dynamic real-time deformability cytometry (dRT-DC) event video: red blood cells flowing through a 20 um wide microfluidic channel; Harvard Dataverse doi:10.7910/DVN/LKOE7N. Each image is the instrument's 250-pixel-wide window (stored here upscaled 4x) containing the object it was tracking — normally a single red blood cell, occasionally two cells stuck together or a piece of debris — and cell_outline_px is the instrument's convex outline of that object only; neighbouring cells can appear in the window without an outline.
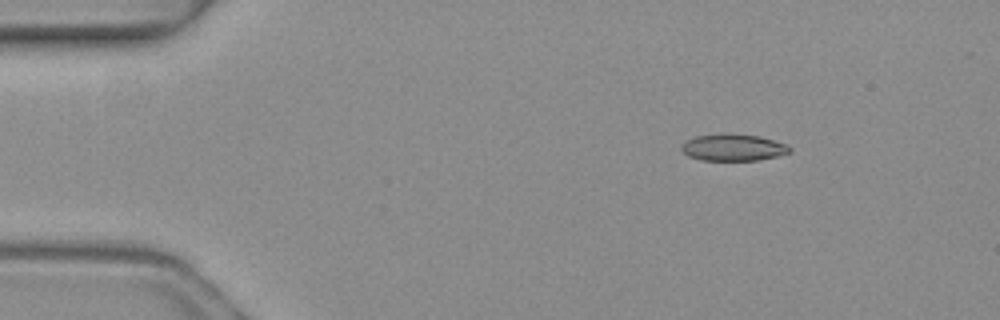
{"species": "common noctule bat (a hibernating species)", "species_latin": "Nyctalus noctula", "temperature_condition": "warm", "stored_images_in_passage": 2, "camera_frame_rate_fps": 3000, "um_per_image_px": 0.085, "animal": {"sex": "female", "body_mass_g": 19.3, "forearm_length_mm": 54.1}, "frame": {"image": 1, "passage_image": 1, "time_ms": 0.0, "image_size_px": [1000, 320], "cell_outline_px": [[792, 152], [776, 156], [756, 160], [700, 160], [688, 156], [680, 148], [680, 144], [696, 136], [720, 132], [728, 132], [760, 136], [788, 144], [792, 148]], "centroid_in_image_um": [62.32, 12.51], "position_along_channel_um": 22.7, "area_um2": 17.28}}